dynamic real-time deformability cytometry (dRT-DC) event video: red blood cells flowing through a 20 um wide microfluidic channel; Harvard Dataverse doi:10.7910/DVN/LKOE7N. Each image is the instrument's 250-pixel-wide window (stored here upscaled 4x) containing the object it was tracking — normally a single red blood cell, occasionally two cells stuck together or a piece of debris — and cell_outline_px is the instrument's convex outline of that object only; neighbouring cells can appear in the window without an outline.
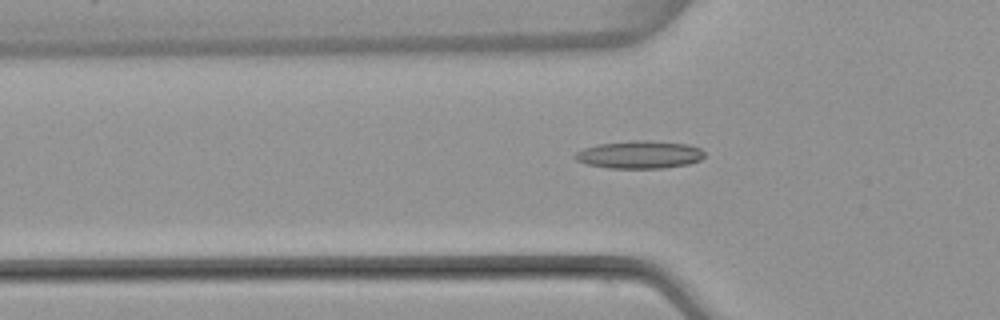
{"species": "common noctule bat (a hibernating species)", "species_latin": "Nyctalus noctula", "temperature_condition": "warm", "stored_images_in_passage": 52, "camera_frame_rate_fps": 3000, "um_per_image_px": 0.085, "animal": {"sex": "female", "body_mass_g": 22.7, "forearm_length_mm": 54.2}, "frame": {"image": 1, "passage_image": 18, "time_ms": 5.667, "image_size_px": [1000, 320], "cell_outline_px": [[704, 156], [700, 160], [688, 164], [664, 168], [608, 168], [588, 164], [576, 160], [572, 156], [576, 152], [584, 148], [596, 144], [632, 140], [648, 140], [688, 144], [700, 148], [704, 152]], "centroid_in_image_um": [54.35, 13.14], "position_along_channel_um": 71.5, "area_um2": 21.04}}
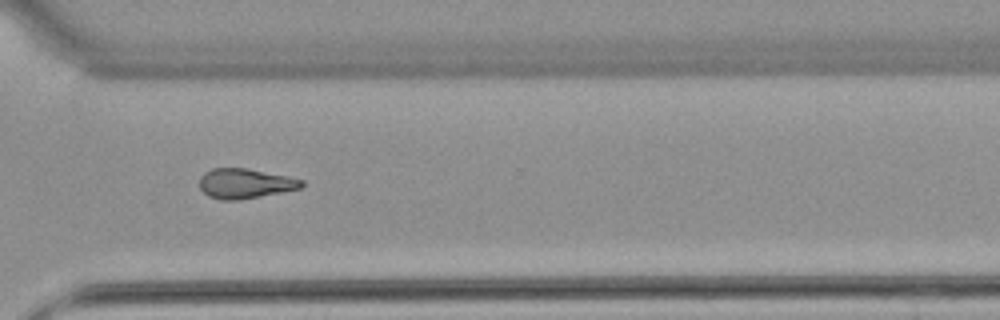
{"frame": {"image": 2, "passage_image": 39, "time_ms": 12.667, "image_size_px": [1000, 320], "cell_outline_px": [[304, 184], [300, 188], [240, 200], [220, 200], [208, 196], [200, 188], [200, 176], [204, 172], [212, 168], [248, 168], [288, 176], [304, 180]], "centroid_in_image_um": [20.81, 15.59], "position_along_channel_um": 349.8, "area_um2": 17.8}}
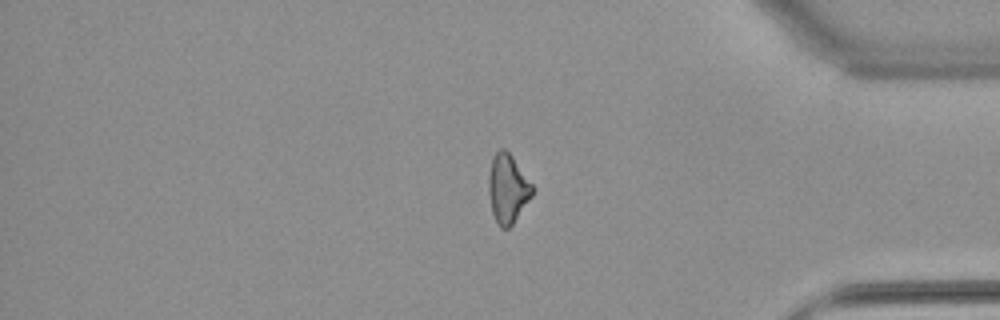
{"frame": {"image": 3, "passage_image": 44, "time_ms": 14.333, "image_size_px": [1000, 320], "cell_outline_px": [[532, 196], [512, 224], [508, 228], [500, 228], [496, 224], [492, 212], [488, 192], [488, 176], [492, 156], [500, 148], [504, 148], [512, 156], [532, 184]], "centroid_in_image_um": [43.12, 16.03], "position_along_channel_um": 392.1, "area_um2": 17.51}}